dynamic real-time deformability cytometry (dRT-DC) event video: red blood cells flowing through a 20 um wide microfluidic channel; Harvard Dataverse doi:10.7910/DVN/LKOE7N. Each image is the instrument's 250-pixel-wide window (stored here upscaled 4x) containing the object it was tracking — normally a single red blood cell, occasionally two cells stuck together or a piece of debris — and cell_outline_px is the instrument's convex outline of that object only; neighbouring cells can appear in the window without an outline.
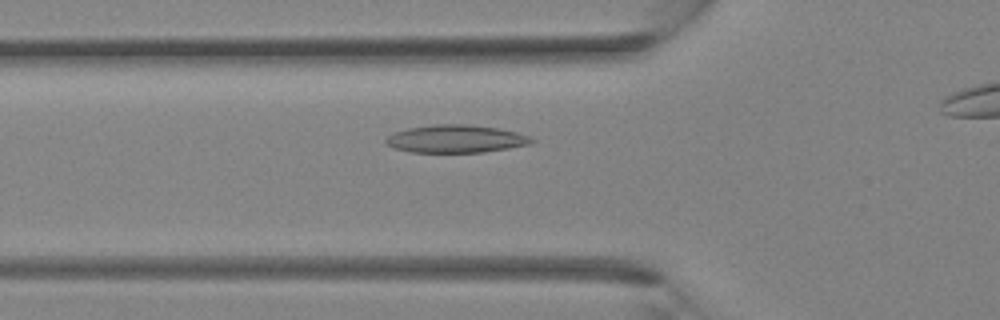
{"species": "Egyptian fruit bat (a non-hibernating species)", "species_latin": "Rousettus aegyptiacus", "temperature_condition": "room temperature", "stored_images_in_passage": 27, "camera_frame_rate_fps": 3000, "um_per_image_px": 0.085, "animal": {"sex": "female"}, "frame": {"image": 1, "passage_image": 8, "time_ms": 2.333, "image_size_px": [1000, 320], "cell_outline_px": [[536, 140], [528, 144], [508, 148], [484, 152], [412, 152], [396, 148], [388, 144], [384, 140], [388, 136], [396, 132], [408, 128], [436, 124], [468, 124], [500, 128], [516, 132], [528, 136]], "centroid_in_image_um": [38.77, 11.79], "position_along_channel_um": 87.0, "area_um2": 23.35}}
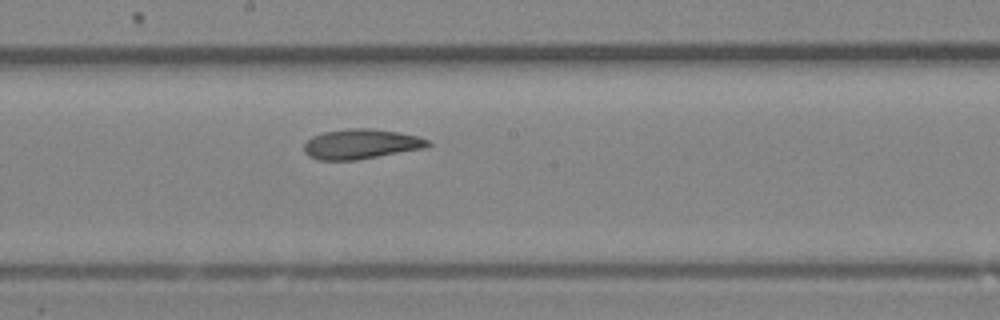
{"frame": {"image": 2, "passage_image": 15, "time_ms": 4.667, "image_size_px": [1000, 320], "cell_outline_px": [[432, 144], [428, 148], [356, 160], [320, 160], [308, 156], [304, 152], [304, 144], [312, 136], [324, 132], [348, 128], [372, 128], [400, 132], [416, 136], [428, 140]], "centroid_in_image_um": [30.71, 12.24], "position_along_channel_um": 217.5, "area_um2": 21.79}}
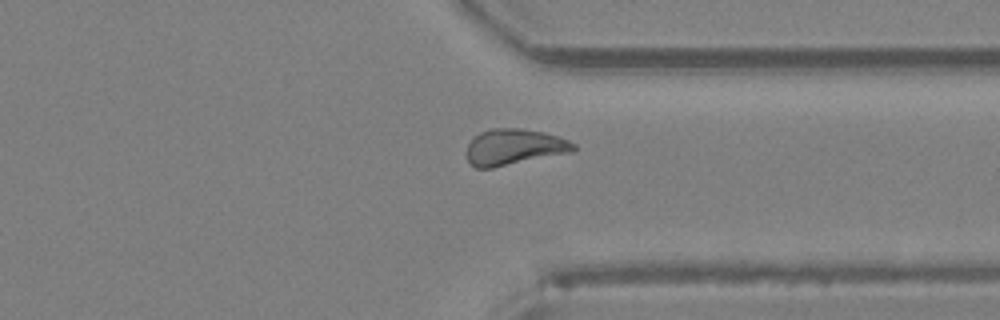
{"frame": {"image": 3, "passage_image": 23, "time_ms": 7.333, "image_size_px": [1000, 320], "cell_outline_px": [[576, 148], [572, 152], [492, 168], [476, 168], [468, 164], [468, 144], [472, 136], [480, 132], [492, 128], [520, 128], [544, 132], [568, 140], [576, 144]], "centroid_in_image_um": [43.68, 12.49], "position_along_channel_um": 367.7, "area_um2": 22.54}}